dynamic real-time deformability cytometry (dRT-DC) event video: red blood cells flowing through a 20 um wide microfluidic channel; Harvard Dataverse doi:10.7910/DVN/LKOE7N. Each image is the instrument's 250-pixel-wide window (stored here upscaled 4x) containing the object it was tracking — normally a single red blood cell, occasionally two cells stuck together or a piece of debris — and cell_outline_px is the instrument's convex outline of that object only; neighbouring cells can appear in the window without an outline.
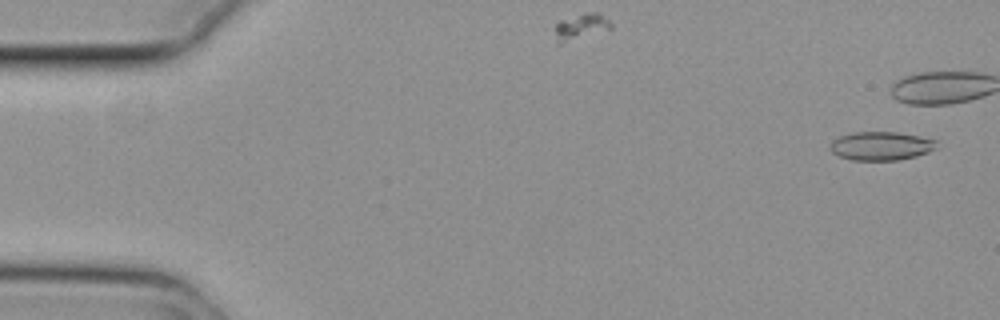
{"species": "common noctule bat (a hibernating species)", "species_latin": "Nyctalus noctula", "temperature_condition": "cold", "stored_images_in_passage": 18, "camera_frame_rate_fps": 3000, "um_per_image_px": 0.085, "animal": {"sex": "female", "body_mass_g": 29.2, "forearm_length_mm": 56.3}, "frame": {"image": 1, "passage_image": 3, "time_ms": 0.667, "image_size_px": [1000, 320], "cell_outline_px": [[936, 148], [928, 152], [916, 156], [900, 160], [852, 160], [836, 156], [828, 148], [832, 140], [840, 136], [852, 132], [896, 132], [920, 136], [936, 140]], "centroid_in_image_um": [74.85, 12.41], "position_along_channel_um": 10.2, "area_um2": 17.92}}